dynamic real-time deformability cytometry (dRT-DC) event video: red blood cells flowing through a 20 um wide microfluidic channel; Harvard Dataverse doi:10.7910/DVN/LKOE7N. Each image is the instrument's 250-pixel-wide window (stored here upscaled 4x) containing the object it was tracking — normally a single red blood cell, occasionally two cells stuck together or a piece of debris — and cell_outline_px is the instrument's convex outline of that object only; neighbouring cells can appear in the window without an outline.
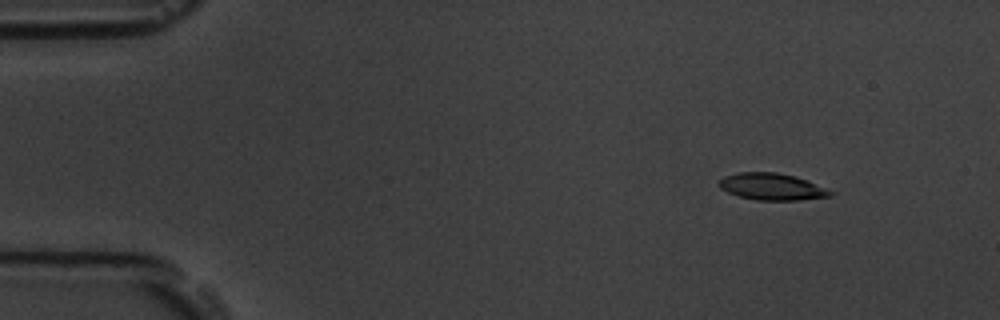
{"species": "common noctule bat (a hibernating species)", "species_latin": "Nyctalus noctula", "temperature_condition": "room temperature", "stored_images_in_passage": 4, "camera_frame_rate_fps": 3000, "um_per_image_px": 0.085, "animal": {"sex": "male", "body_mass_g": 19.5, "forearm_length_mm": 54.6}, "frame": {"image": 1, "passage_image": 1, "time_ms": 0.0, "image_size_px": [1000, 320], "cell_outline_px": [[836, 192], [832, 196], [800, 200], [756, 200], [740, 196], [728, 192], [720, 188], [720, 180], [724, 176], [736, 172], [776, 172], [796, 176]], "centroid_in_image_um": [65.64, 15.86], "position_along_channel_um": 19.4, "area_um2": 17.4}}